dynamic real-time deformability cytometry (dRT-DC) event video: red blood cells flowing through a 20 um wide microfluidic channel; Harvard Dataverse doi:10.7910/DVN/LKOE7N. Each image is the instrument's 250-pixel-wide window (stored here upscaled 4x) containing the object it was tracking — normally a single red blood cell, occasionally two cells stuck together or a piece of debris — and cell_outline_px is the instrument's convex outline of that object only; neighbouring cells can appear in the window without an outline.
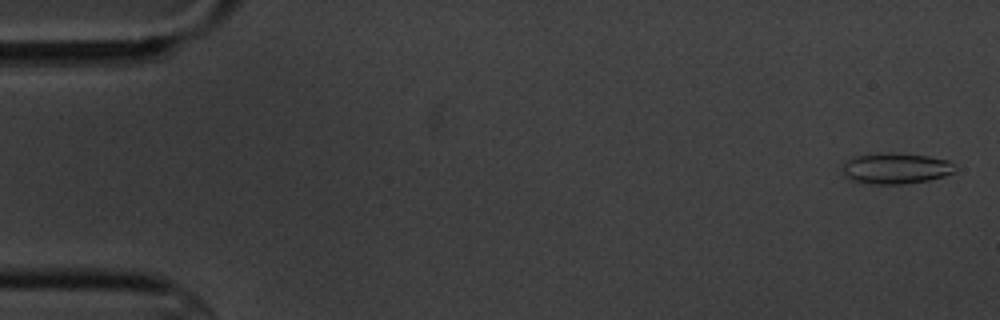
{"species": "common noctule bat (a hibernating species)", "species_latin": "Nyctalus noctula", "temperature_condition": "cold", "stored_images_in_passage": 6, "camera_frame_rate_fps": 3000, "um_per_image_px": 0.085, "animal": {"sex": "male", "body_mass_g": 20.1, "forearm_length_mm": 53.5}, "frame": {"image": 1, "passage_image": 1, "time_ms": 0.0, "image_size_px": [1000, 320], "cell_outline_px": [[952, 172], [944, 176], [928, 180], [904, 184], [876, 184], [848, 180], [840, 168], [840, 164], [844, 160], [852, 156], [892, 152], [896, 152], [928, 156], [948, 160], [952, 164]], "centroid_in_image_um": [76.02, 14.3], "position_along_channel_um": 9.0, "area_um2": 20.46}}